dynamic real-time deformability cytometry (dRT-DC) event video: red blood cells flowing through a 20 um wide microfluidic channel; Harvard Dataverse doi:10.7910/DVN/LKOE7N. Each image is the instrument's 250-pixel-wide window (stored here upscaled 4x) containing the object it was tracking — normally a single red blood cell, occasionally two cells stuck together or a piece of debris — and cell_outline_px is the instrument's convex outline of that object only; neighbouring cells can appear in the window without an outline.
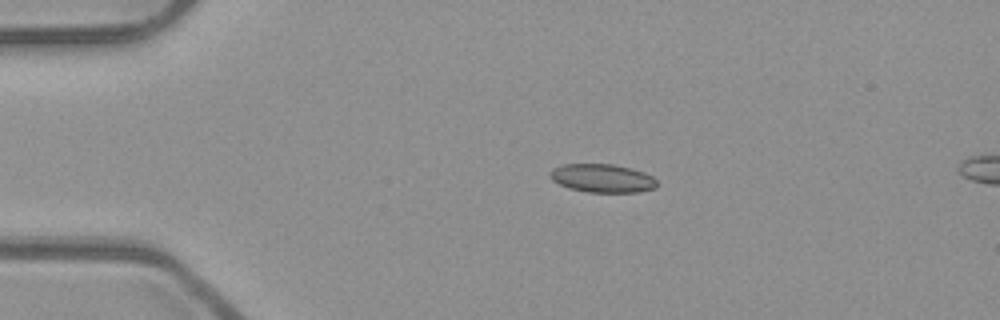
{"species": "common noctule bat (a hibernating species)", "species_latin": "Nyctalus noctula", "temperature_condition": "room temperature", "stored_images_in_passage": 15, "camera_frame_rate_fps": 3000, "um_per_image_px": 0.085, "animal": {"sex": "male", "body_mass_g": 23.1, "forearm_length_mm": 52.7}, "frame": {"image": 1, "passage_image": 11, "time_ms": 3.333, "image_size_px": [1000, 320], "cell_outline_px": [[656, 188], [640, 192], [588, 192], [568, 188], [552, 180], [552, 168], [564, 164], [612, 164], [632, 168], [644, 172], [652, 176], [656, 180]], "centroid_in_image_um": [51.23, 15.15], "position_along_channel_um": 33.8, "area_um2": 17.63}}